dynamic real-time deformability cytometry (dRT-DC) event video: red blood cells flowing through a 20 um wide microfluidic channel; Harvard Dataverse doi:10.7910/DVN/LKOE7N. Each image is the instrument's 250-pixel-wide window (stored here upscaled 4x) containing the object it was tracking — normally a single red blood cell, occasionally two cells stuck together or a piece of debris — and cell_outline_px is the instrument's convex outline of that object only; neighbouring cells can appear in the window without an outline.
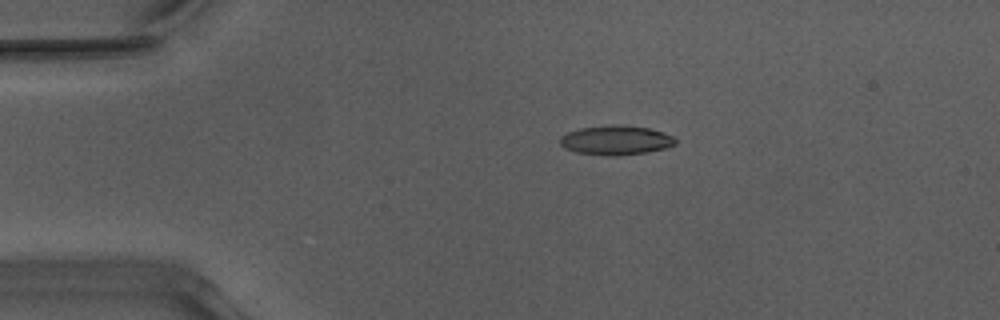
{"species": "Egyptian fruit bat (a non-hibernating species)", "species_latin": "Rousettus aegyptiacus", "temperature_condition": "warm", "stored_images_in_passage": 5, "camera_frame_rate_fps": 3000, "um_per_image_px": 0.085, "animal": {"sex": "male"}, "frame": {"image": 1, "passage_image": 1, "time_ms": 0.0, "image_size_px": [1000, 320], "cell_outline_px": [[676, 144], [664, 148], [648, 152], [616, 156], [612, 156], [576, 152], [564, 148], [560, 144], [560, 136], [568, 132], [580, 128], [612, 124], [620, 124], [648, 128], [672, 136], [676, 140]], "centroid_in_image_um": [52.32, 11.91], "position_along_channel_um": 32.7, "area_um2": 19.71}}